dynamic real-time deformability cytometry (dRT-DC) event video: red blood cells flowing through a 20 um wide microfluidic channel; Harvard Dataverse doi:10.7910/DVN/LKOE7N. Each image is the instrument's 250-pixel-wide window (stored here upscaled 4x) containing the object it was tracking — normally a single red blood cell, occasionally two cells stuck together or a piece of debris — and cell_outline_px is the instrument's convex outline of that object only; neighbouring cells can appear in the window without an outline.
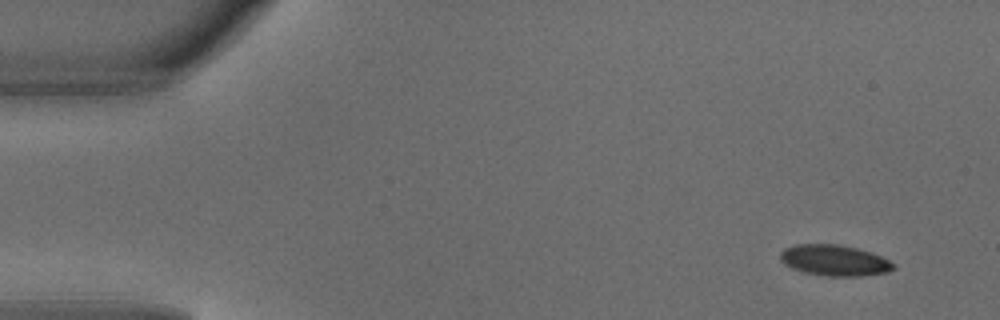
{"species": "common noctule bat (a hibernating species)", "species_latin": "Nyctalus noctula", "temperature_condition": "warm", "stored_images_in_passage": 4, "camera_frame_rate_fps": 3000, "um_per_image_px": 0.085, "animal": {"sex": "male", "body_mass_g": 18.8}, "frame": {"image": 1, "passage_image": 1, "time_ms": 0.0, "image_size_px": [1000, 320], "cell_outline_px": [[896, 268], [888, 272], [864, 276], [828, 276], [804, 272], [792, 268], [784, 264], [780, 260], [780, 252], [784, 248], [792, 244], [836, 244], [856, 248], [872, 252], [896, 264]], "centroid_in_image_um": [70.93, 22.13], "position_along_channel_um": 14.1, "area_um2": 20.58}}